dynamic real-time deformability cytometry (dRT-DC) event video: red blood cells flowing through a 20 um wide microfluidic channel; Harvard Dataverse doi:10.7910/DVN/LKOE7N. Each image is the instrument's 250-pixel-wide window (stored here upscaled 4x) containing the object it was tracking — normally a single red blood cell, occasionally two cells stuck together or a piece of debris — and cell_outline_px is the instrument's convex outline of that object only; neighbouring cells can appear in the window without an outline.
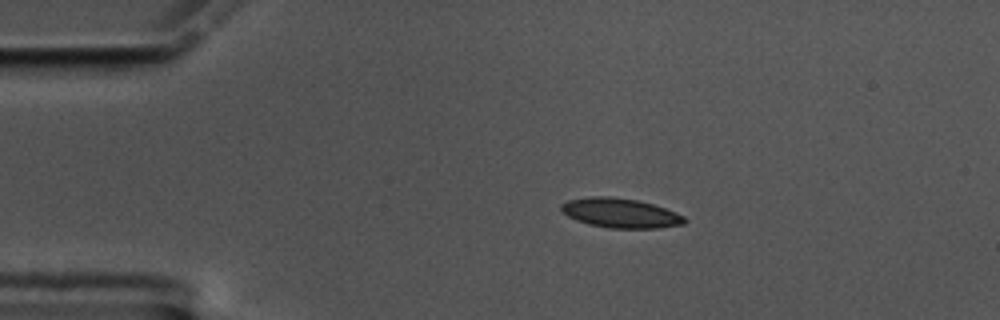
{"species": "common noctule bat (a hibernating species)", "species_latin": "Nyctalus noctula", "temperature_condition": "cold", "stored_images_in_passage": 48, "camera_frame_rate_fps": 3000, "um_per_image_px": 0.085, "animal": {"sex": "male", "body_mass_g": 17.5, "forearm_length_mm": 52.3}, "frame": {"image": 1, "passage_image": 1, "time_ms": 0.0, "image_size_px": [1000, 320], "cell_outline_px": [[688, 220], [684, 224], [660, 228], [608, 228], [588, 224], [576, 220], [568, 216], [560, 208], [560, 204], [568, 200], [588, 196], [612, 196], [636, 200], [652, 204], [676, 212], [684, 216]], "centroid_in_image_um": [52.73, 18.11], "position_along_channel_um": 32.3, "area_um2": 21.33}}
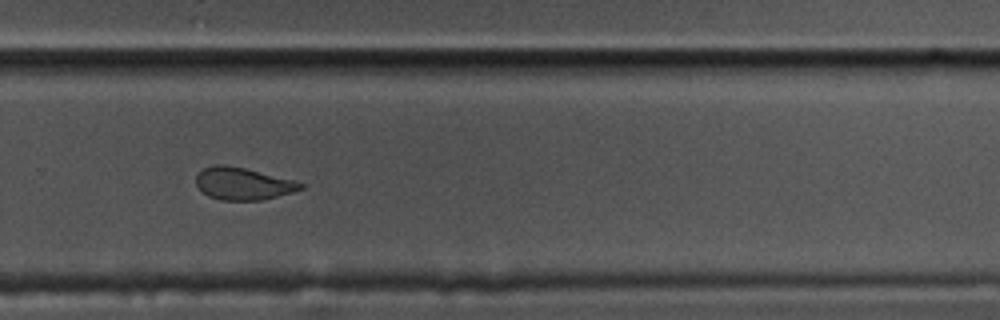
{"frame": {"image": 2, "passage_image": 29, "time_ms": 9.333, "image_size_px": [1000, 320], "cell_outline_px": [[304, 188], [292, 192], [260, 200], [220, 200], [208, 196], [196, 184], [196, 176], [204, 168], [216, 164], [224, 164], [244, 168], [296, 180], [304, 184]], "centroid_in_image_um": [20.67, 15.6], "position_along_channel_um": 309.1, "area_um2": 19.54}}
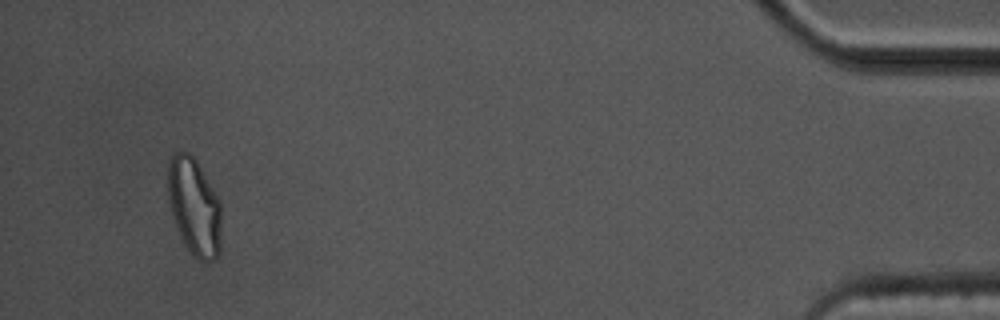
{"frame": {"image": 3, "passage_image": 45, "time_ms": 14.667, "image_size_px": [1000, 320], "cell_outline_px": [[220, 252], [216, 260], [204, 264], [196, 260], [192, 256], [184, 244], [180, 236], [172, 212], [168, 196], [168, 160], [176, 152], [188, 152], [196, 160], [220, 200]], "centroid_in_image_um": [16.52, 17.63], "position_along_channel_um": 418.7, "area_um2": 30.52}, "authors_computed_cell_mechanics": {"area_um2": 20.8658, "velocity_mm_per_s": 3.4415, "shape_relaxation_time_tau1_ms": 6.1754, "shape_relaxation_time_tau2_ms": 2.0288, "deformation_change_tau1": 0.1389, "deformation_change_tau2": 0.0684}}